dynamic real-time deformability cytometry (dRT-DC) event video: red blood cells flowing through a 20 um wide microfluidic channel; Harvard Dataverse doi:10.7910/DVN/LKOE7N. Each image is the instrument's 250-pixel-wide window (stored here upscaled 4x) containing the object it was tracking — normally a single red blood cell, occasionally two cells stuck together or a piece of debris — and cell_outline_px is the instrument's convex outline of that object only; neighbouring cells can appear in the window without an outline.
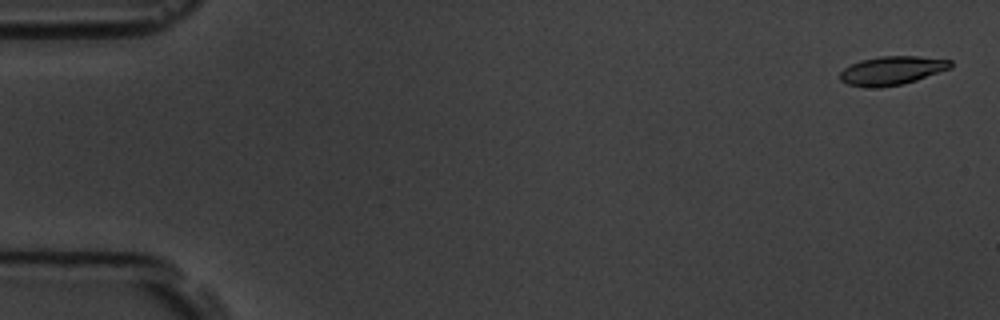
{"species": "common noctule bat (a hibernating species)", "species_latin": "Nyctalus noctula", "temperature_condition": "room temperature", "stored_images_in_passage": 3, "camera_frame_rate_fps": 3000, "um_per_image_px": 0.085, "animal": {"sex": "male", "body_mass_g": 19.5, "forearm_length_mm": 54.6}, "frame": {"image": 1, "passage_image": 1, "time_ms": 0.0, "image_size_px": [1000, 320], "cell_outline_px": [[952, 68], [904, 84], [880, 88], [864, 88], [848, 84], [840, 80], [840, 72], [844, 68], [860, 60], [880, 56], [916, 56], [952, 60]], "centroid_in_image_um": [75.81, 6.01], "position_along_channel_um": 9.2, "area_um2": 18.67}}